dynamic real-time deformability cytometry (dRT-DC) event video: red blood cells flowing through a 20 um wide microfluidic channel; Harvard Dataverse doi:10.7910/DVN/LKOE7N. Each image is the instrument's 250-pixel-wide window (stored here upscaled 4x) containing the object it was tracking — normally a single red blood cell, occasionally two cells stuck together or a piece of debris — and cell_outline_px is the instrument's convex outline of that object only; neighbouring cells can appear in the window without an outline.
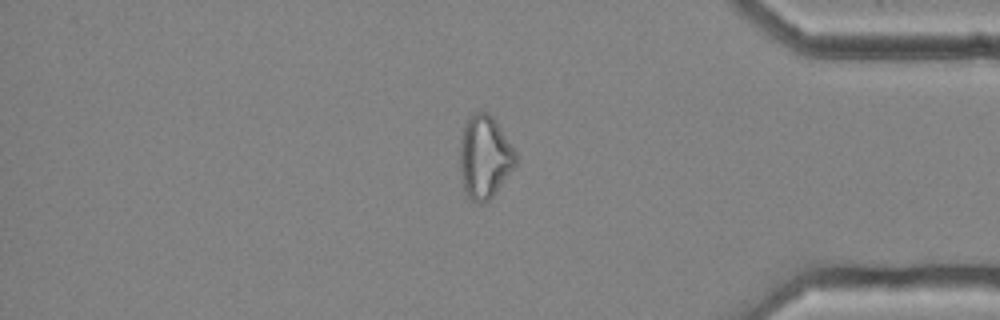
{"species": "common noctule bat (a hibernating species)", "species_latin": "Nyctalus noctula", "temperature_condition": "cold", "stored_images_in_passage": 55, "camera_frame_rate_fps": 3000, "um_per_image_px": 0.085, "animal": {"sex": "female", "body_mass_g": 25.1}, "frame": {"image": 1, "passage_image": 47, "time_ms": 15.333, "image_size_px": [1000, 320], "cell_outline_px": [[516, 164], [496, 192], [484, 204], [480, 204], [472, 200], [468, 196], [464, 188], [460, 168], [460, 140], [468, 116], [472, 112], [488, 112], [496, 120], [516, 152]], "centroid_in_image_um": [41.19, 13.32], "position_along_channel_um": 394.0, "area_um2": 26.88}, "authors_computed_cell_mechanics": {"area_um2": 27.5706, "velocity_mm_per_s": 3.674, "shape_relaxation_time_tau1_ms": null, "shape_relaxation_time_tau2_ms": 2.315, "deformation_change_tau1": null, "deformation_change_tau2": 0.1065}}